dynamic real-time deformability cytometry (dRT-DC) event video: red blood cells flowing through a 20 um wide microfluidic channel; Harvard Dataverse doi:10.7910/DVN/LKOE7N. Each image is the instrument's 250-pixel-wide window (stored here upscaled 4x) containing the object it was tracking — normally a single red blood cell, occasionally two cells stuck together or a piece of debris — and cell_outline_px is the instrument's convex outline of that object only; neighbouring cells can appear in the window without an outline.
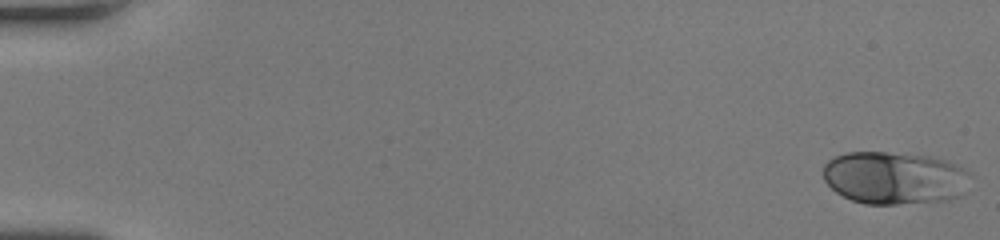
{"species": "human", "species_latin": "Homo sapiens", "temperature_condition": "room temperature", "stored_images_in_passage": 49, "camera_frame_rate_fps": 3000, "um_per_image_px": 0.085, "donor": {"sex": "female"}, "frame": {"image": 1, "passage_image": 1, "time_ms": 0.0, "image_size_px": [1000, 240], "cell_outline_px": [[972, 176], [956, 196], [948, 200], [896, 204], [864, 204], [852, 200], [836, 192], [824, 180], [824, 164], [832, 156], [848, 152], [884, 152], [928, 156], [944, 160], [968, 168], [972, 172]], "centroid_in_image_um": [76.01, 15.11], "position_along_channel_um": 9.0, "area_um2": 45.14}}
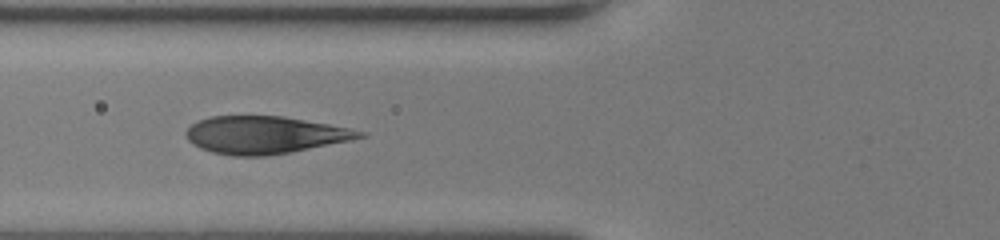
{"frame": {"image": 2, "passage_image": 20, "time_ms": 6.333, "image_size_px": [1000, 240], "cell_outline_px": [[368, 136], [352, 140], [292, 152], [264, 156], [232, 156], [212, 152], [200, 148], [192, 144], [188, 140], [184, 132], [192, 124], [200, 120], [212, 116], [284, 116], [328, 124], [368, 132]], "centroid_in_image_um": [22.52, 11.47], "position_along_channel_um": 103.3, "area_um2": 38.03}}
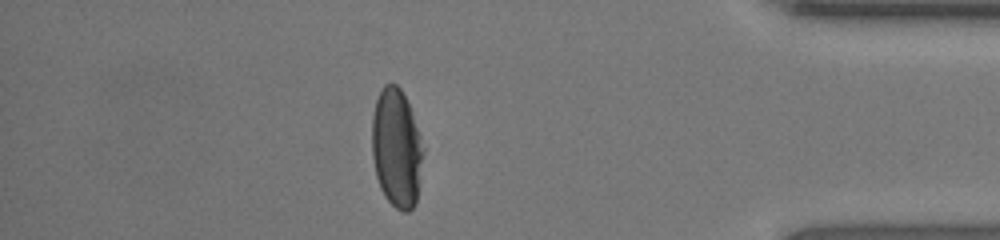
{"frame": {"image": 3, "passage_image": 43, "time_ms": 14.0, "image_size_px": [1000, 240], "cell_outline_px": [[424, 152], [416, 204], [408, 212], [404, 212], [396, 208], [384, 196], [380, 188], [376, 176], [372, 156], [372, 116], [376, 100], [384, 84], [396, 84], [400, 88], [412, 112], [424, 148]], "centroid_in_image_um": [33.7, 12.62], "position_along_channel_um": 401.5, "area_um2": 35.55}, "authors_computed_cell_mechanics": {"area_um2": 39.3618, "velocity_mm_per_s": 4.3075, "shape_relaxation_time_tau1_ms": 4.0289, "shape_relaxation_time_tau2_ms": null, "deformation_change_tau1": 0.1813, "deformation_change_tau2": null}}